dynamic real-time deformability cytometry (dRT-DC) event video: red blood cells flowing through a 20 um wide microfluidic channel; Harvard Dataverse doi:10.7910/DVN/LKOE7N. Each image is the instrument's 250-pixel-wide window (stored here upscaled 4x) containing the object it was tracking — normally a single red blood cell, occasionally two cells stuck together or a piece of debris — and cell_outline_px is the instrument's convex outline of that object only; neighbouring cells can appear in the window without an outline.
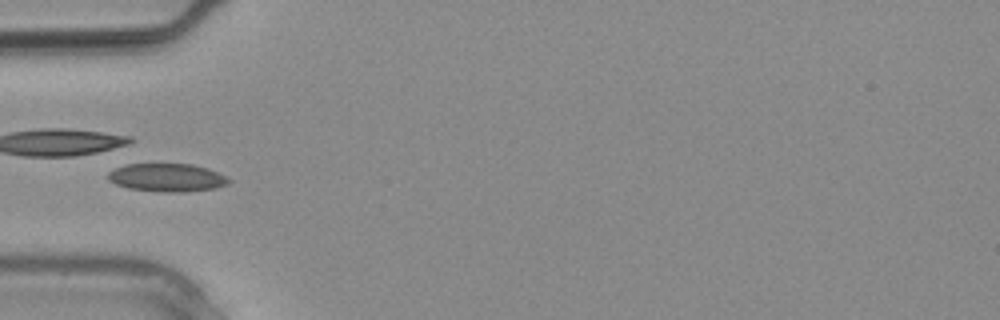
{"species": "common noctule bat (a hibernating species)", "species_latin": "Nyctalus noctula", "temperature_condition": "warm", "stored_images_in_passage": 1, "camera_frame_rate_fps": 3000, "um_per_image_px": 0.085, "animal": {"sex": "male", "body_mass_g": 20.4}, "frame": {"image": 1, "passage_image": 1, "time_ms": 0.0, "image_size_px": [1000, 320], "cell_outline_px": [[232, 180], [228, 184], [216, 188], [184, 192], [164, 192], [128, 188], [116, 184], [108, 180], [108, 172], [124, 164], [192, 164], [208, 168]], "centroid_in_image_um": [14.2, 15.09], "position_along_channel_um": 70.8, "area_um2": 19.77}}